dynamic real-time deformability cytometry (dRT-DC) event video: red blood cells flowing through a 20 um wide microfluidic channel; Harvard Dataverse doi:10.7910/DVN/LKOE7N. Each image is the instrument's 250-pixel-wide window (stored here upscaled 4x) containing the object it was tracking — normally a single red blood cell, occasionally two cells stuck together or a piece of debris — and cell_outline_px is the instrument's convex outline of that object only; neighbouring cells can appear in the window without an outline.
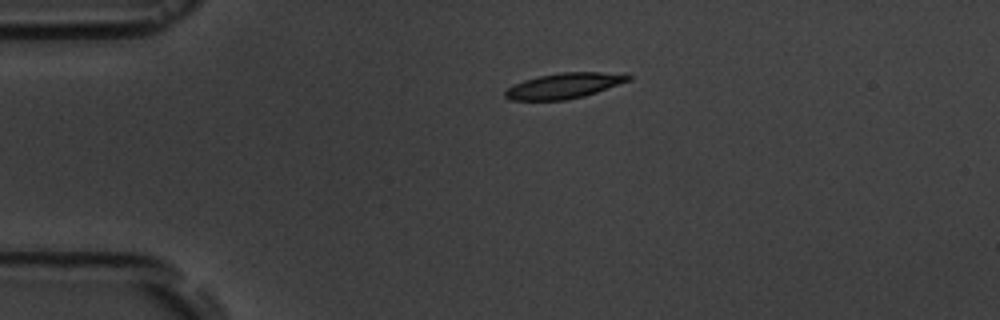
{"species": "common noctule bat (a hibernating species)", "species_latin": "Nyctalus noctula", "temperature_condition": "room temperature", "stored_images_in_passage": 3, "camera_frame_rate_fps": 3000, "um_per_image_px": 0.085, "animal": {"sex": "male", "body_mass_g": 19.5, "forearm_length_mm": 54.6}, "frame": {"image": 1, "passage_image": 1, "time_ms": 0.0, "image_size_px": [1000, 320], "cell_outline_px": [[632, 80], [584, 96], [564, 100], [508, 100], [504, 96], [504, 92], [508, 88], [524, 80], [536, 76], [560, 72], [600, 72], [632, 76]], "centroid_in_image_um": [47.91, 7.29], "position_along_channel_um": 37.1, "area_um2": 18.15}}
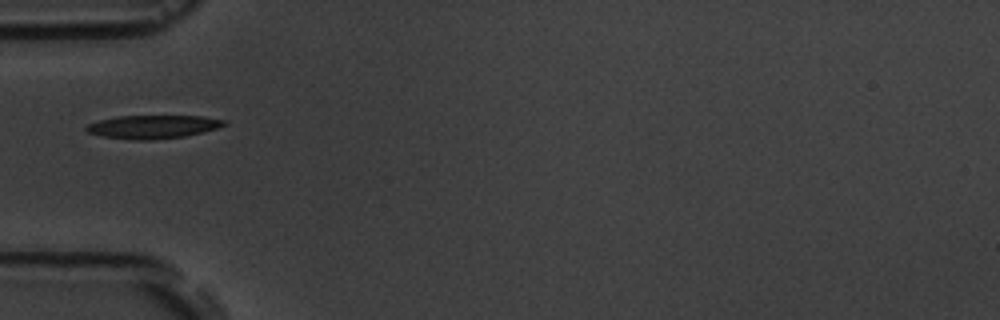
{"frame": {"image": 2, "passage_image": 3, "time_ms": 2.0, "image_size_px": [1000, 320], "cell_outline_px": [[228, 124], [204, 132], [184, 136], [152, 140], [136, 140], [100, 136], [88, 132], [84, 128], [88, 124], [100, 120], [116, 116], [200, 116], [228, 120]], "centroid_in_image_um": [13.01, 10.77], "position_along_channel_um": 72.0, "area_um2": 18.79}}